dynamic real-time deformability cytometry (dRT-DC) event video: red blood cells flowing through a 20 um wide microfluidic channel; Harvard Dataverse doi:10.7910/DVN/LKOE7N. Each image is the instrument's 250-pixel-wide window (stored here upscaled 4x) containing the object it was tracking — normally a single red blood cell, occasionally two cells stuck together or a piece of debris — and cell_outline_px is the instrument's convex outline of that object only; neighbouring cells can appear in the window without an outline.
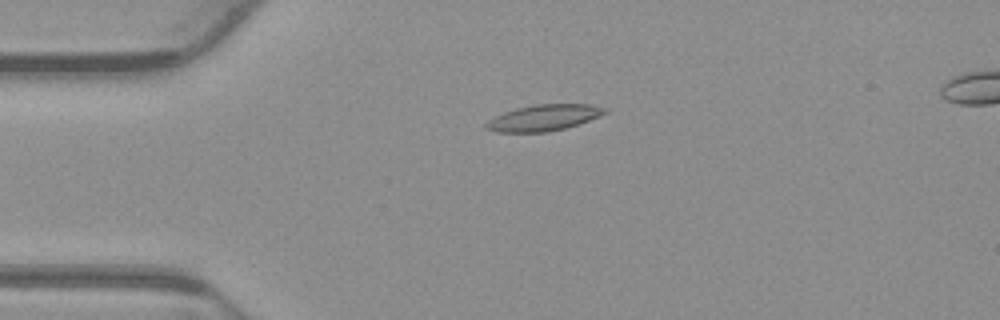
{"species": "common noctule bat (a hibernating species)", "species_latin": "Nyctalus noctula", "temperature_condition": "warm", "stored_images_in_passage": 42, "camera_frame_rate_fps": 3000, "um_per_image_px": 0.085, "animal": {"sex": "male", "body_mass_g": 23.1, "forearm_length_mm": 52.7}, "frame": {"image": 1, "passage_image": 1, "time_ms": 0.0, "image_size_px": [1000, 320], "cell_outline_px": [[608, 112], [600, 116], [564, 128], [548, 132], [496, 132], [484, 128], [484, 124], [488, 120], [504, 112], [516, 108], [536, 104], [588, 104], [608, 108]], "centroid_in_image_um": [46.2, 10.0], "position_along_channel_um": 38.8, "area_um2": 18.03}}
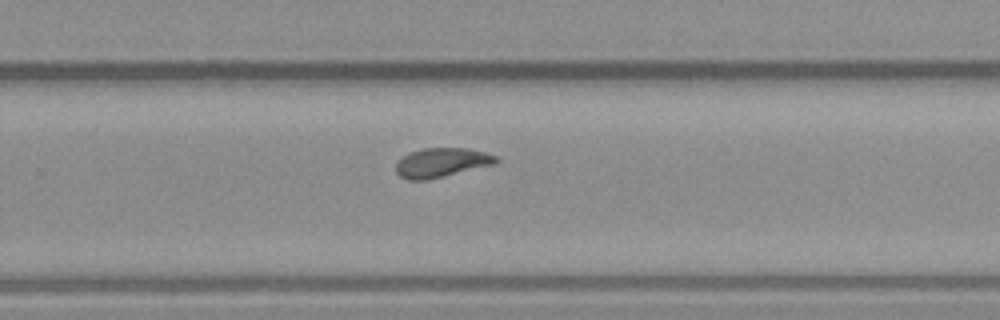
{"frame": {"image": 2, "passage_image": 23, "time_ms": 7.333, "image_size_px": [1000, 320], "cell_outline_px": [[500, 160], [496, 164], [428, 180], [408, 180], [400, 176], [396, 172], [396, 164], [408, 152], [424, 148], [468, 148], [484, 152], [496, 156]], "centroid_in_image_um": [37.55, 13.82], "position_along_channel_um": 292.2, "area_um2": 17.17}}
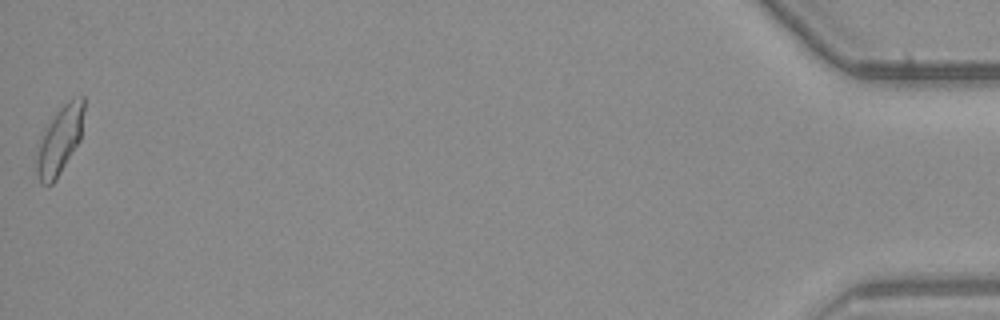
{"frame": {"image": 3, "passage_image": 42, "time_ms": 13.667, "image_size_px": [1000, 320], "cell_outline_px": [[84, 108], [80, 140], [56, 180], [48, 188], [40, 184], [36, 176], [36, 152], [44, 128], [56, 112], [72, 96], [84, 96]], "centroid_in_image_um": [5.05, 11.95], "position_along_channel_um": 430.2, "area_um2": 19.07}, "authors_computed_cell_mechanics": {"area_um2": 17.1666, "velocity_mm_per_s": 3.8422, "shape_relaxation_time_tau1_ms": 9.1748, "shape_relaxation_time_tau2_ms": 1.8366, "deformation_change_tau1": 0.2198, "deformation_change_tau2": 0.0762}}